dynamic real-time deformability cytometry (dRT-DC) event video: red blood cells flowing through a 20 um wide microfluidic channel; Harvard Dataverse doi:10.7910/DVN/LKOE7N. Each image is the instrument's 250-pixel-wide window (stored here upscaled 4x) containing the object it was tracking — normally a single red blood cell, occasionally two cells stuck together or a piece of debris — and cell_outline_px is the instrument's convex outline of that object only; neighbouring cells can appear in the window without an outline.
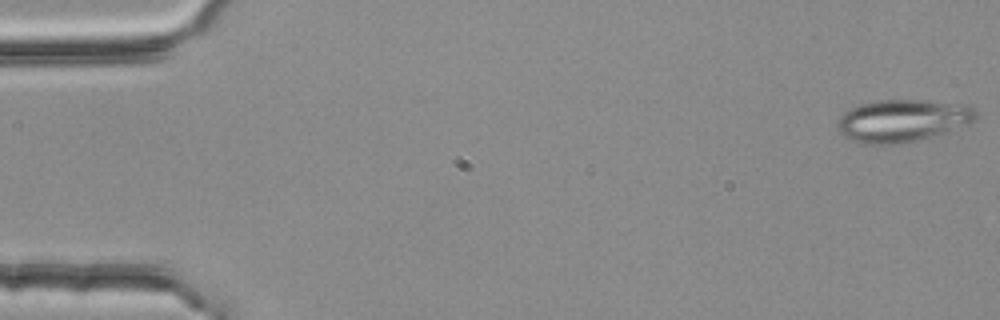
{"species": "common noctule bat (a hibernating species)", "species_latin": "Nyctalus noctula", "temperature_condition": "room temperature", "stored_images_in_passage": 4, "camera_frame_rate_fps": 3000, "um_per_image_px": 0.085, "animal": {"sex": "female", "body_mass_g": 25.1}, "frame": {"image": 1, "passage_image": 1, "time_ms": 0.0, "image_size_px": [1000, 320], "cell_outline_px": [[976, 116], [972, 120], [940, 136], [920, 140], [896, 144], [860, 144], [844, 136], [840, 132], [836, 124], [844, 112], [856, 104], [880, 100], [928, 100], [976, 108]], "centroid_in_image_um": [76.65, 10.27], "position_along_channel_um": 8.4, "area_um2": 34.16}}